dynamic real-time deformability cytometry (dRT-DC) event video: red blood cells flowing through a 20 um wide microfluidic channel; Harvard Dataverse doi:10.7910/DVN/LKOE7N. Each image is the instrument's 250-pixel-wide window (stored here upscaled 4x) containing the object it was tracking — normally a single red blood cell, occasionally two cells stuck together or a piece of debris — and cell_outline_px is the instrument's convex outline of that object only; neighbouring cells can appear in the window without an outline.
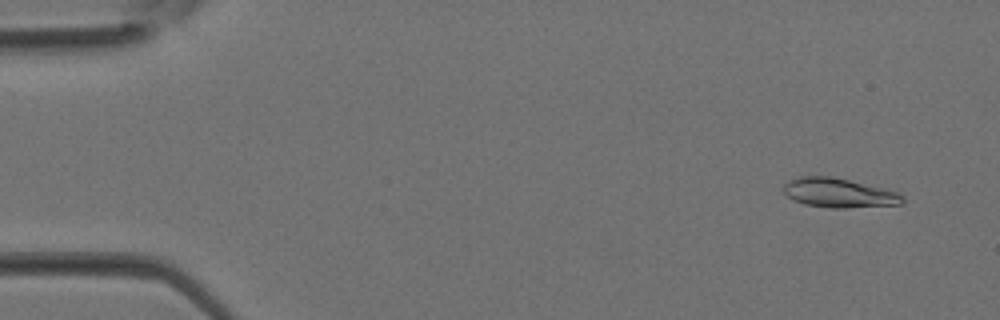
{"species": "Egyptian fruit bat (a non-hibernating species)", "species_latin": "Rousettus aegyptiacus", "temperature_condition": "room temperature", "stored_images_in_passage": 37, "camera_frame_rate_fps": 3000, "um_per_image_px": 0.085, "animal": {"sex": "female"}, "frame": {"image": 1, "passage_image": 3, "time_ms": 0.667, "image_size_px": [1000, 320], "cell_outline_px": [[904, 204], [848, 208], [832, 208], [804, 204], [792, 200], [784, 192], [784, 184], [788, 180], [800, 176], [832, 176], [896, 192], [904, 196]], "centroid_in_image_um": [71.28, 16.4], "position_along_channel_um": 13.7, "area_um2": 20.23}}
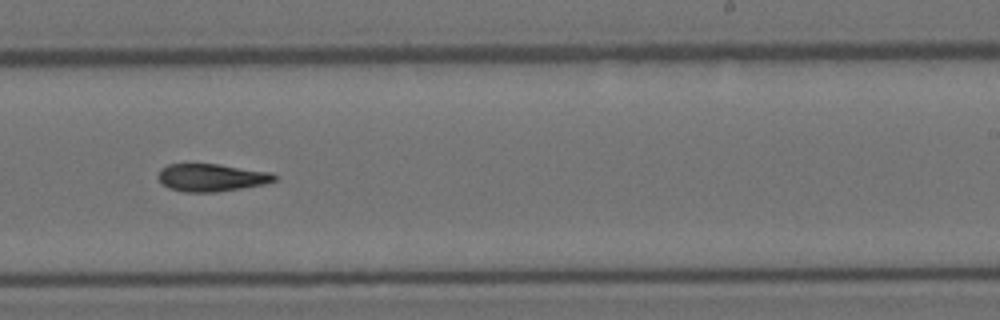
{"frame": {"image": 2, "passage_image": 23, "time_ms": 7.333, "image_size_px": [1000, 320], "cell_outline_px": [[276, 180], [264, 184], [216, 192], [184, 192], [168, 188], [156, 176], [160, 168], [168, 164], [220, 164], [272, 172], [276, 176]], "centroid_in_image_um": [17.96, 15.08], "position_along_channel_um": 271.0, "area_um2": 18.79}}
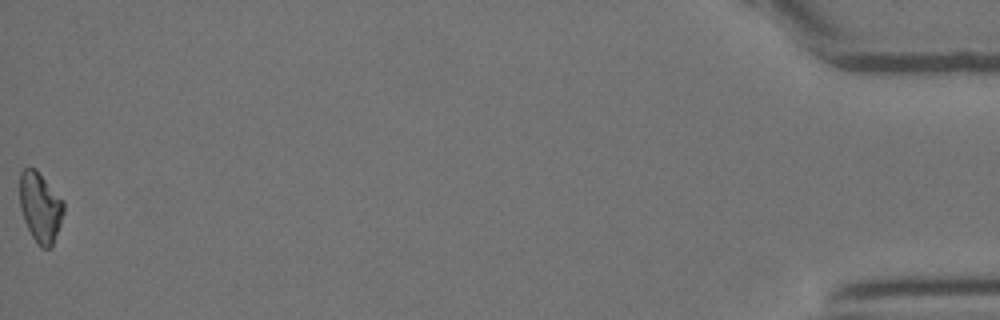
{"frame": {"image": 3, "passage_image": 37, "time_ms": 12.0, "image_size_px": [1000, 320], "cell_outline_px": [[64, 212], [52, 248], [40, 248], [32, 236], [24, 220], [20, 208], [20, 172], [24, 168], [36, 168], [64, 200]], "centroid_in_image_um": [3.43, 17.61], "position_along_channel_um": 431.8, "area_um2": 18.09}}